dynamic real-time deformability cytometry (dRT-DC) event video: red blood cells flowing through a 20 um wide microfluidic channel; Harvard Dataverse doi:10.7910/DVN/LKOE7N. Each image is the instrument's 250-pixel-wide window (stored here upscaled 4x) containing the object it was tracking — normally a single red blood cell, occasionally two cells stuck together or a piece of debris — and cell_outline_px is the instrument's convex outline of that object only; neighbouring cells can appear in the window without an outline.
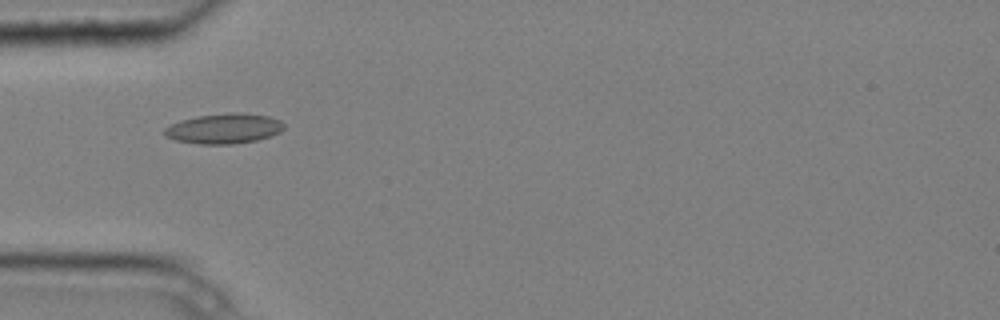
{"species": "common noctule bat (a hibernating species)", "species_latin": "Nyctalus noctula", "temperature_condition": "cold", "stored_images_in_passage": 1, "camera_frame_rate_fps": 3000, "um_per_image_px": 0.085, "animal": {"sex": "male", "body_mass_g": 20.4}, "frame": {"image": 1, "passage_image": 1, "time_ms": 0.0, "image_size_px": [1000, 320], "cell_outline_px": [[284, 128], [280, 132], [272, 136], [256, 140], [232, 144], [200, 144], [176, 140], [164, 136], [164, 128], [180, 120], [200, 116], [232, 112], [244, 112], [268, 116], [280, 120], [284, 124]], "centroid_in_image_um": [19.07, 10.92], "position_along_channel_um": 65.9, "area_um2": 20.98}}